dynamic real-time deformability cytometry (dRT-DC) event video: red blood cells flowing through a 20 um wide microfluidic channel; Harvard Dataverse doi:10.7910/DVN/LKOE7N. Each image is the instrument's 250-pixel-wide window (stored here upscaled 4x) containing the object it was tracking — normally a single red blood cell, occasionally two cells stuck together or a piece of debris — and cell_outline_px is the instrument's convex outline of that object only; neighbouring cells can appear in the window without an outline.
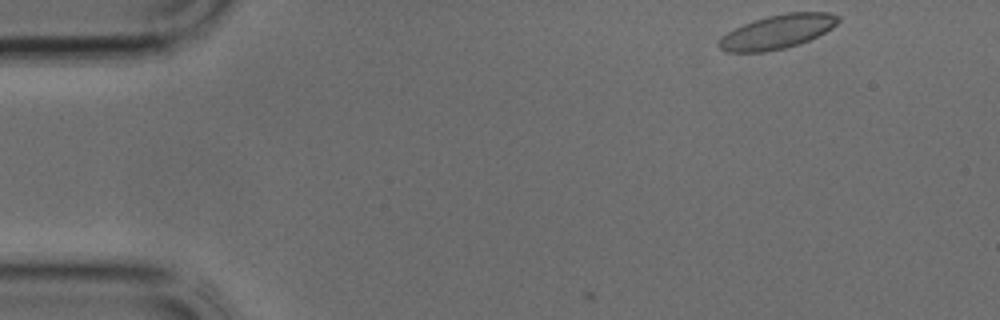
{"species": "common noctule bat (a hibernating species)", "species_latin": "Nyctalus noctula", "temperature_condition": "cold", "stored_images_in_passage": 4, "camera_frame_rate_fps": 3000, "um_per_image_px": 0.085, "animal": {"sex": "male", "body_mass_g": 17.9, "forearm_length_mm": 54.2}, "frame": {"image": 1, "passage_image": 1, "time_ms": 0.0, "image_size_px": [1000, 320], "cell_outline_px": [[840, 20], [832, 28], [808, 40], [784, 48], [764, 52], [728, 52], [720, 48], [716, 44], [728, 32], [744, 24], [768, 16], [788, 12], [828, 12], [840, 16]], "centroid_in_image_um": [66.09, 2.69], "position_along_channel_um": 18.9, "area_um2": 23.18}}